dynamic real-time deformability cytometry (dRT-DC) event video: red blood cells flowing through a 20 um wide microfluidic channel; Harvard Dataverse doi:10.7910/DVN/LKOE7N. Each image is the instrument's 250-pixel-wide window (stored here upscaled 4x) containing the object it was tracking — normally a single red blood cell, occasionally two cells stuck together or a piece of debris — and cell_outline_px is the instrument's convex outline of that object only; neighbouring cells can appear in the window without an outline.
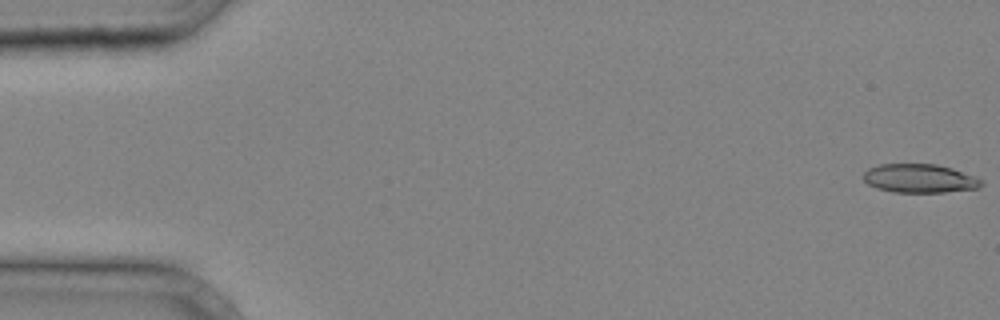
{"species": "common noctule bat (a hibernating species)", "species_latin": "Nyctalus noctula", "temperature_condition": "cold", "stored_images_in_passage": 38, "camera_frame_rate_fps": 3000, "um_per_image_px": 0.085, "animal": {"sex": "male", "body_mass_g": 20.4}, "frame": {"image": 1, "passage_image": 1, "time_ms": 0.0, "image_size_px": [1000, 320], "cell_outline_px": [[984, 184], [980, 188], [944, 192], [892, 192], [876, 188], [868, 184], [864, 180], [864, 172], [868, 168], [880, 164], [936, 164], [952, 168], [976, 176], [984, 180]], "centroid_in_image_um": [78.21, 15.17], "position_along_channel_um": 6.8, "area_um2": 19.94}}
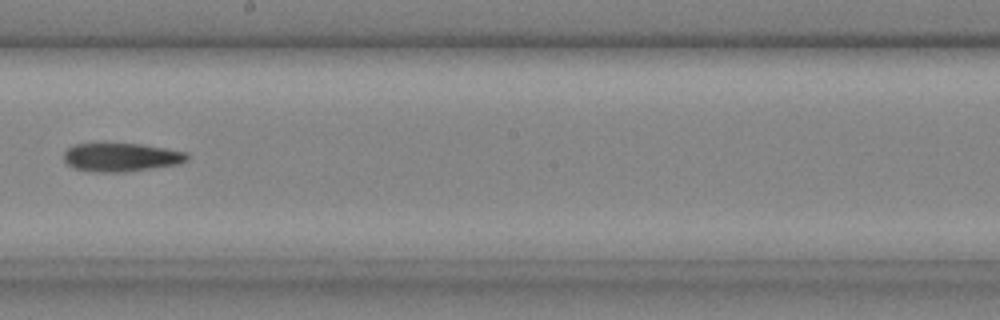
{"frame": {"image": 2, "passage_image": 23, "time_ms": 7.333, "image_size_px": [1000, 320], "cell_outline_px": [[188, 160], [180, 164], [124, 172], [96, 172], [76, 168], [68, 164], [64, 160], [64, 152], [68, 148], [76, 144], [140, 144], [188, 152]], "centroid_in_image_um": [10.34, 13.37], "position_along_channel_um": 237.9, "area_um2": 20.29}}
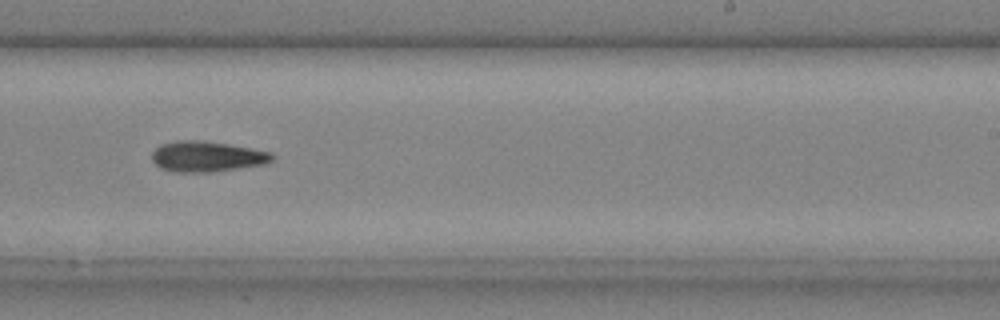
{"frame": {"image": 3, "passage_image": 25, "time_ms": 8.0, "image_size_px": [1000, 320], "cell_outline_px": [[276, 156], [272, 160], [264, 164], [212, 172], [172, 172], [160, 168], [152, 160], [152, 152], [160, 144], [176, 140], [204, 140], [252, 148], [272, 152]], "centroid_in_image_um": [17.58, 13.29], "position_along_channel_um": 271.4, "area_um2": 21.62}}